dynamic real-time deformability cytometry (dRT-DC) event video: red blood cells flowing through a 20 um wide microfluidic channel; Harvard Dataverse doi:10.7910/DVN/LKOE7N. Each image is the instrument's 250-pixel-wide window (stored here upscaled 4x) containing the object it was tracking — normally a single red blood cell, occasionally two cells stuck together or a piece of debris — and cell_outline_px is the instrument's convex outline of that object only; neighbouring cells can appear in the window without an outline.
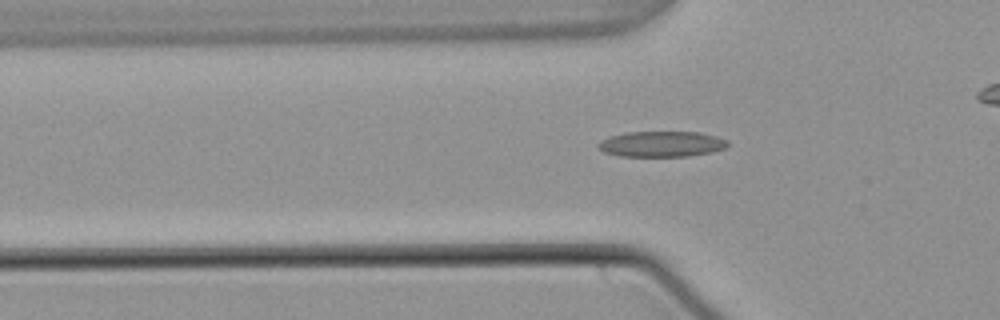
{"species": "common noctule bat (a hibernating species)", "species_latin": "Nyctalus noctula", "temperature_condition": "warm", "stored_images_in_passage": 46, "camera_frame_rate_fps": 3000, "um_per_image_px": 0.085, "animal": {"sex": "male", "body_mass_g": 21.5, "forearm_length_mm": 52.0}, "frame": {"image": 1, "passage_image": 17, "time_ms": 5.333, "image_size_px": [1000, 320], "cell_outline_px": [[728, 144], [724, 148], [712, 152], [688, 156], [620, 156], [604, 152], [596, 148], [596, 144], [600, 140], [612, 136], [628, 132], [700, 132], [716, 136], [728, 140]], "centroid_in_image_um": [56.21, 12.24], "position_along_channel_um": 69.6, "area_um2": 19.36}}
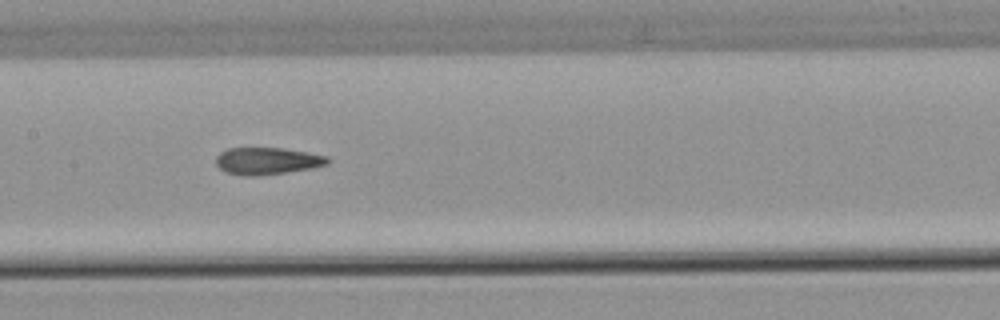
{"frame": {"image": 2, "passage_image": 26, "time_ms": 8.333, "image_size_px": [1000, 320], "cell_outline_px": [[332, 160], [328, 164], [312, 168], [256, 176], [244, 176], [224, 172], [216, 164], [216, 156], [220, 152], [228, 148], [284, 148], [308, 152], [328, 156]], "centroid_in_image_um": [22.72, 13.67], "position_along_channel_um": 184.7, "area_um2": 17.74}}
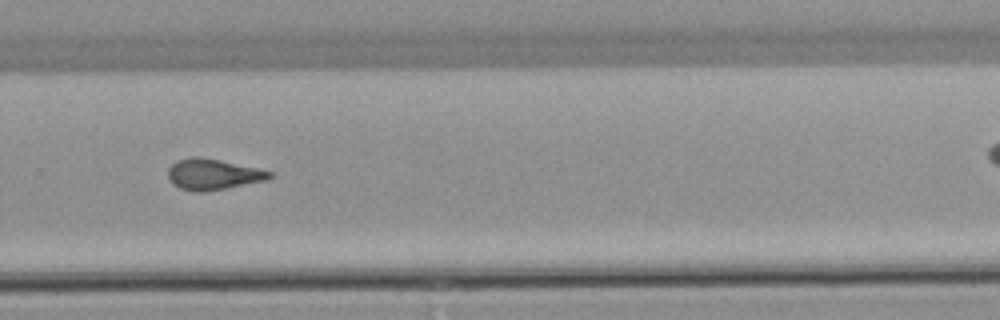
{"frame": {"image": 3, "passage_image": 36, "time_ms": 11.667, "image_size_px": [1000, 320], "cell_outline_px": [[272, 176], [268, 180], [204, 192], [196, 192], [180, 188], [172, 184], [168, 180], [168, 168], [176, 160], [196, 156], [256, 168], [272, 172]], "centroid_in_image_um": [18.06, 14.83], "position_along_channel_um": 311.7, "area_um2": 18.03}, "authors_computed_cell_mechanics": {"area_um2": 18.0625, "velocity_mm_per_s": 3.8311, "shape_relaxation_time_tau1_ms": null, "shape_relaxation_time_tau2_ms": 2.1517, "deformation_change_tau1": null, "deformation_change_tau2": 0.1015}}